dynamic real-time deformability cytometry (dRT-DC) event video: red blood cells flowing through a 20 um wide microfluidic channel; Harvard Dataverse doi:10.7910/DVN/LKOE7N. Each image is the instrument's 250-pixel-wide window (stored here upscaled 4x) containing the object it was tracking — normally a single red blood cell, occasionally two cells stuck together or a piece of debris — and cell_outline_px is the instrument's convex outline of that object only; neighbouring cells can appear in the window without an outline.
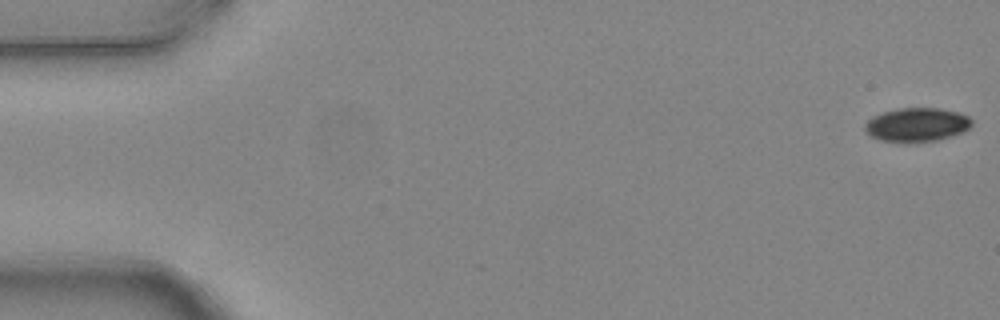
{"species": "common noctule bat (a hibernating species)", "species_latin": "Nyctalus noctula", "temperature_condition": "warm", "stored_images_in_passage": 5, "camera_frame_rate_fps": 3000, "um_per_image_px": 0.085, "animal": {"sex": "female", "body_mass_g": 24.6, "forearm_length_mm": 56.2}, "frame": {"image": 1, "passage_image": 1, "time_ms": 0.0, "image_size_px": [1000, 320], "cell_outline_px": [[972, 124], [968, 128], [960, 132], [936, 140], [880, 140], [864, 132], [864, 124], [872, 116], [880, 112], [896, 108], [940, 108], [960, 112], [968, 116], [972, 120]], "centroid_in_image_um": [77.89, 10.54], "position_along_channel_um": 7.1, "area_um2": 20.63}}
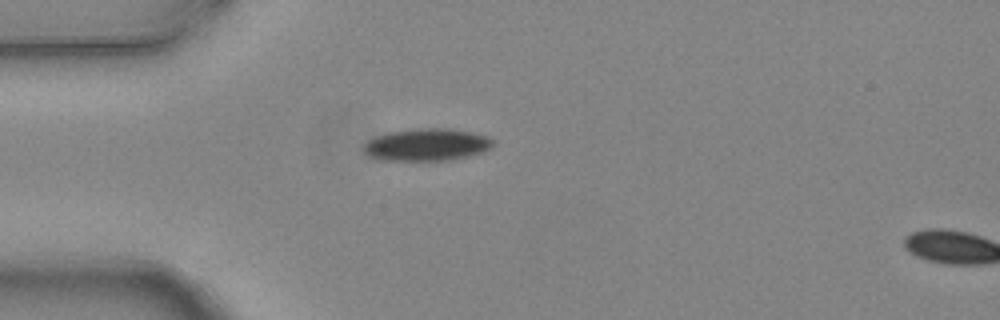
{"frame": {"image": 2, "passage_image": 4, "time_ms": 1.0, "image_size_px": [1000, 320], "cell_outline_px": [[496, 140], [492, 148], [484, 152], [468, 156], [448, 160], [380, 160], [368, 156], [360, 148], [360, 144], [376, 136], [388, 132], [416, 128], [452, 128], [472, 132], [488, 136]], "centroid_in_image_um": [36.27, 12.29], "position_along_channel_um": 48.7, "area_um2": 24.91}}